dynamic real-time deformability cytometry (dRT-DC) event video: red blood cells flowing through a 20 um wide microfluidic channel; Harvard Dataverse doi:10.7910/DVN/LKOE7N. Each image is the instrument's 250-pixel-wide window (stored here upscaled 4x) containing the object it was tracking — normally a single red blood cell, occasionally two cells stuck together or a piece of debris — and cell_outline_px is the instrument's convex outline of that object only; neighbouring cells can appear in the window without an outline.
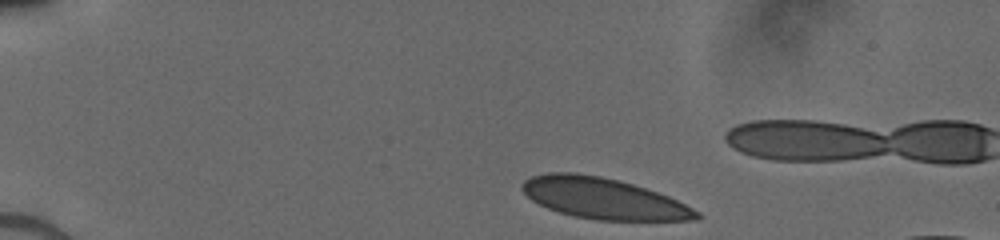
{"species": "human", "species_latin": "Homo sapiens", "temperature_condition": "cold", "stored_images_in_passage": 42, "camera_frame_rate_fps": 3000, "um_per_image_px": 0.085, "donor": {"sex": "male"}, "frame": {"image": 1, "passage_image": 1, "time_ms": 0.0, "image_size_px": [1000, 240], "cell_outline_px": [[700, 216], [696, 220], [596, 220], [572, 216], [548, 208], [532, 200], [520, 188], [520, 184], [524, 180], [532, 176], [548, 172], [572, 172], [600, 176], [632, 184], [668, 196], [700, 212]], "centroid_in_image_um": [51.25, 16.86], "position_along_channel_um": 33.8, "area_um2": 41.33}}
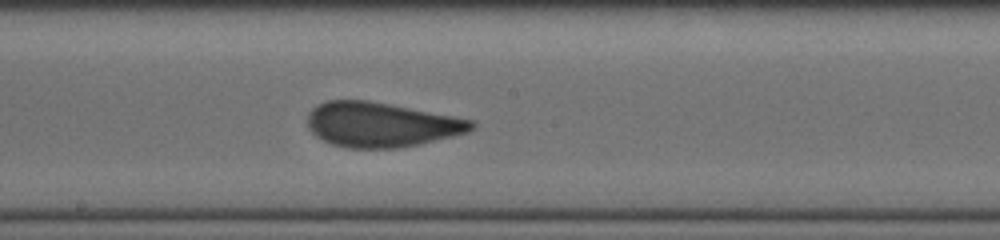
{"frame": {"image": 2, "passage_image": 20, "time_ms": 6.333, "image_size_px": [1000, 240], "cell_outline_px": [[476, 124], [468, 132], [420, 144], [400, 148], [348, 148], [332, 144], [316, 136], [308, 128], [308, 112], [316, 104], [328, 100], [368, 100], [452, 116], [472, 120]], "centroid_in_image_um": [32.35, 10.59], "position_along_channel_um": 215.9, "area_um2": 42.54}}
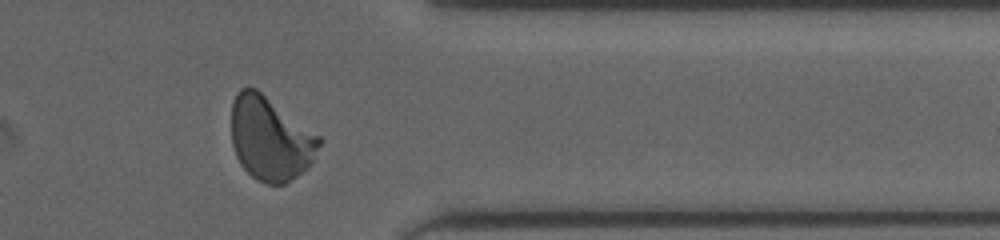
{"frame": {"image": 3, "passage_image": 33, "time_ms": 10.667, "image_size_px": [1000, 240], "cell_outline_px": [[320, 144], [312, 164], [308, 168], [284, 184], [264, 184], [256, 180], [240, 164], [236, 156], [232, 144], [232, 104], [236, 92], [240, 88], [256, 88], [320, 136]], "centroid_in_image_um": [22.97, 11.79], "position_along_channel_um": 388.4, "area_um2": 42.77}}